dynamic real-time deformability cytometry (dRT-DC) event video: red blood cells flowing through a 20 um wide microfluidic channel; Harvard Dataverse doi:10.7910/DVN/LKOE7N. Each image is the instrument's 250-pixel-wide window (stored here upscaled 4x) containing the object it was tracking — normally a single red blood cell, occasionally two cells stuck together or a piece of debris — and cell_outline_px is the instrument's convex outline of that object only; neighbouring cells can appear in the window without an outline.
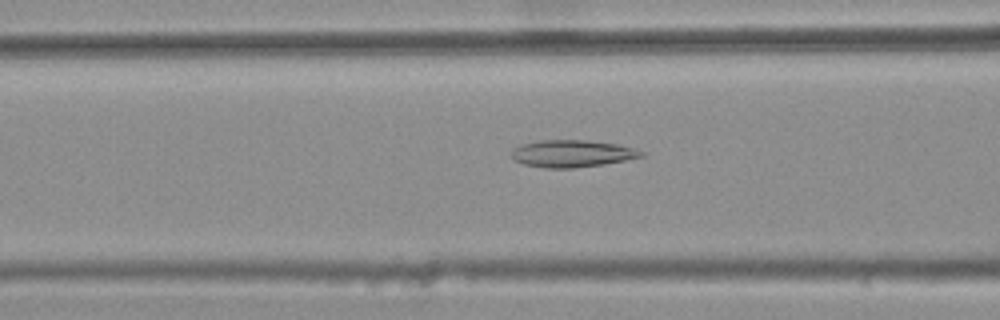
{"species": "common noctule bat (a hibernating species)", "species_latin": "Nyctalus noctula", "temperature_condition": "warm", "stored_images_in_passage": 42, "camera_frame_rate_fps": 3000, "um_per_image_px": 0.085, "animal": {"sex": "female", "body_mass_g": 25.1}, "frame": {"image": 1, "passage_image": 15, "time_ms": 4.667, "image_size_px": [1000, 320], "cell_outline_px": [[644, 156], [604, 164], [572, 168], [544, 168], [524, 164], [512, 160], [512, 148], [520, 144], [540, 140], [588, 140], [616, 144], [632, 148], [644, 152]], "centroid_in_image_um": [48.57, 13.05], "position_along_channel_um": 118.0, "area_um2": 20.52}}
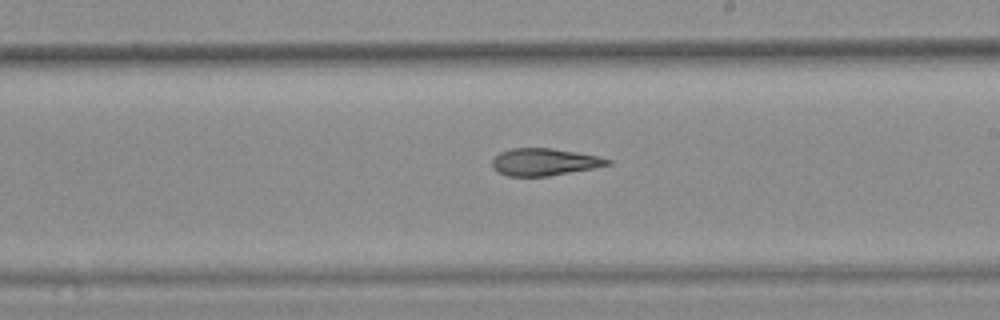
{"frame": {"image": 2, "passage_image": 25, "time_ms": 8.0, "image_size_px": [1000, 320], "cell_outline_px": [[612, 164], [592, 168], [548, 176], [508, 176], [496, 172], [492, 168], [492, 160], [500, 152], [512, 148], [552, 148], [576, 152], [596, 156], [612, 160]], "centroid_in_image_um": [46.23, 13.77], "position_along_channel_um": 242.8, "area_um2": 18.21}}
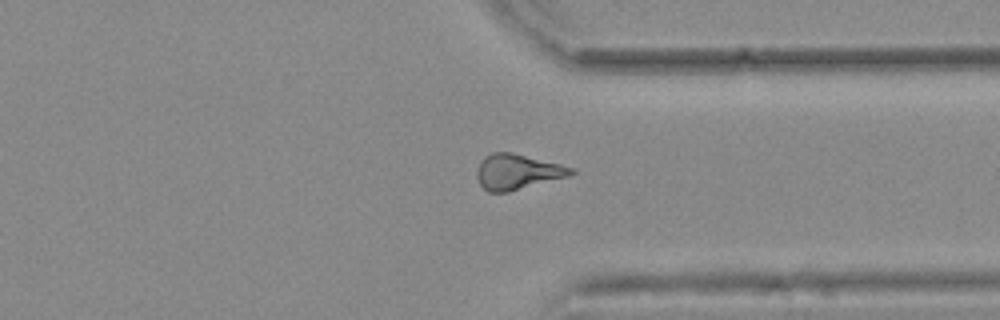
{"frame": {"image": 3, "passage_image": 35, "time_ms": 11.333, "image_size_px": [1000, 320], "cell_outline_px": [[576, 172], [568, 176], [508, 192], [488, 192], [480, 184], [476, 176], [476, 172], [480, 160], [484, 156], [492, 152], [512, 152], [560, 164], [572, 168]], "centroid_in_image_um": [43.93, 14.59], "position_along_channel_um": 367.5, "area_um2": 19.31}, "authors_computed_cell_mechanics": {"area_um2": 18.9295, "velocity_mm_per_s": 3.753, "shape_relaxation_time_tau1_ms": null, "shape_relaxation_time_tau2_ms": 4.3468, "deformation_change_tau1": null, "deformation_change_tau2": 0.1398}}